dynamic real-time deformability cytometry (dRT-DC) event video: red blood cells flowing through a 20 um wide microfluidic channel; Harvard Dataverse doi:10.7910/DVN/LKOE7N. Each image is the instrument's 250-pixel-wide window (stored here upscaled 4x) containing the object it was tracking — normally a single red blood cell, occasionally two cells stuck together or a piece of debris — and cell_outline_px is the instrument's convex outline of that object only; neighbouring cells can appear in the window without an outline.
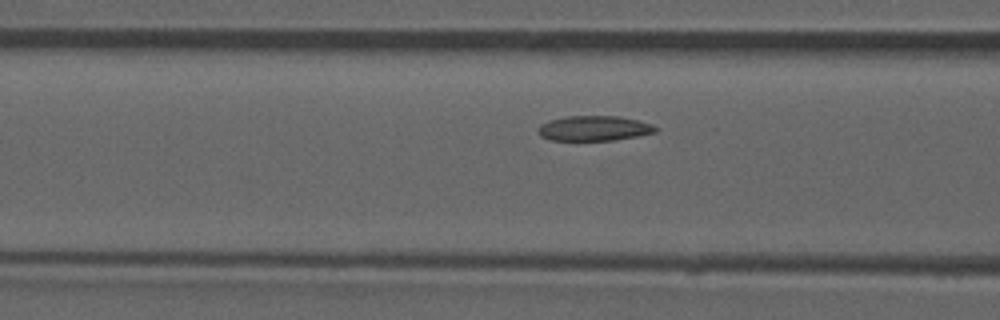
{"species": "common noctule bat (a hibernating species)", "species_latin": "Nyctalus noctula", "temperature_condition": "room temperature", "stored_images_in_passage": 14, "camera_frame_rate_fps": 3000, "um_per_image_px": 0.085, "animal": {"sex": "male", "forearm_length_mm": 52.5}, "frame": {"image": 1, "passage_image": 12, "time_ms": 3.667, "image_size_px": [1000, 320], "cell_outline_px": [[660, 128], [656, 132], [636, 136], [612, 140], [552, 140], [540, 136], [536, 132], [536, 128], [540, 124], [548, 120], [564, 116], [620, 116], [652, 124]], "centroid_in_image_um": [50.45, 10.9], "position_along_channel_um": 116.2, "area_um2": 17.28}}